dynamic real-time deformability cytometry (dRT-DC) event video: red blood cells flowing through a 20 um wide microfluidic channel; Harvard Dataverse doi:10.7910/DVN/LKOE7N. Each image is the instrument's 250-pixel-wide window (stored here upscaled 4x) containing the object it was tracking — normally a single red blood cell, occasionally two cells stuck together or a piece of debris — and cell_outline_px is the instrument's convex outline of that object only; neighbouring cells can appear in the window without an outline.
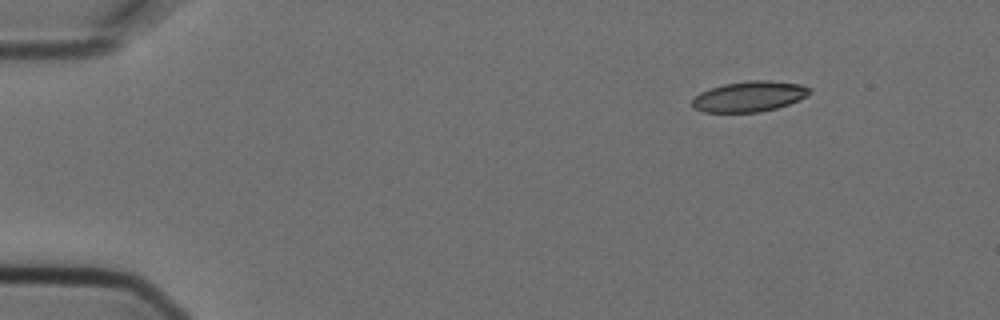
{"species": "Egyptian fruit bat (a non-hibernating species)", "species_latin": "Rousettus aegyptiacus", "temperature_condition": "cold", "stored_images_in_passage": 4, "camera_frame_rate_fps": 3000, "um_per_image_px": 0.085, "animal": {"sex": "female"}, "frame": {"image": 1, "passage_image": 1, "time_ms": 0.0, "image_size_px": [1000, 320], "cell_outline_px": [[812, 92], [800, 100], [776, 108], [760, 112], [704, 112], [696, 108], [692, 104], [692, 100], [700, 92], [724, 84], [748, 80], [768, 80], [800, 84], [812, 88]], "centroid_in_image_um": [63.74, 8.19], "position_along_channel_um": 21.3, "area_um2": 20.81}}